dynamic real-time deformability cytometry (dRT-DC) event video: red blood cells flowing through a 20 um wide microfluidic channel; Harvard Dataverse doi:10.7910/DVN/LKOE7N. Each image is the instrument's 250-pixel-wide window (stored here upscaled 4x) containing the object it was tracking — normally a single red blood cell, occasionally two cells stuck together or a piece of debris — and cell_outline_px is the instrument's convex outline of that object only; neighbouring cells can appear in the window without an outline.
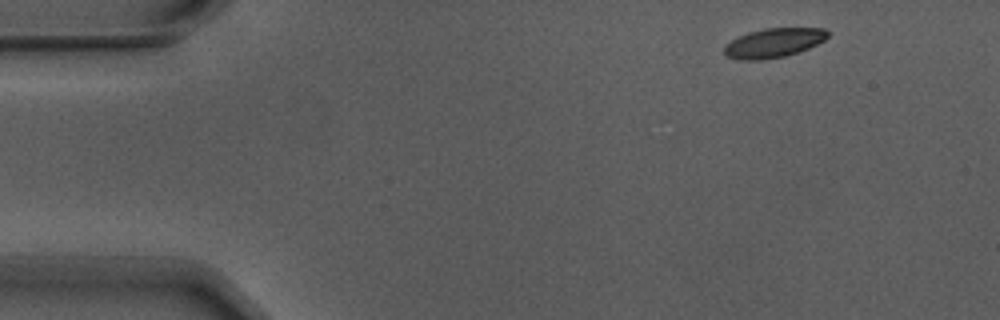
{"species": "Egyptian fruit bat (a non-hibernating species)", "species_latin": "Rousettus aegyptiacus", "temperature_condition": "warm", "stored_images_in_passage": 6, "camera_frame_rate_fps": 3000, "um_per_image_px": 0.085, "animal": {"sex": "male"}, "frame": {"image": 1, "passage_image": 1, "time_ms": 0.0, "image_size_px": [1000, 320], "cell_outline_px": [[828, 36], [824, 40], [808, 48], [784, 56], [760, 60], [740, 60], [724, 56], [724, 44], [748, 32], [764, 28], [824, 28], [828, 32]], "centroid_in_image_um": [65.71, 3.64], "position_along_channel_um": 19.3, "area_um2": 17.57}}
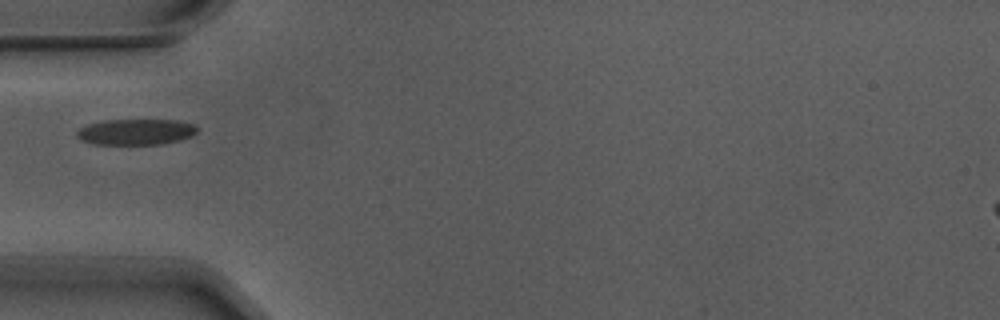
{"frame": {"image": 2, "passage_image": 4, "time_ms": 1.0, "image_size_px": [1000, 320], "cell_outline_px": [[196, 132], [192, 136], [180, 140], [160, 144], [92, 144], [80, 140], [76, 136], [76, 132], [80, 128], [88, 124], [108, 120], [176, 120], [196, 124]], "centroid_in_image_um": [11.54, 11.21], "position_along_channel_um": 73.5, "area_um2": 18.15}}
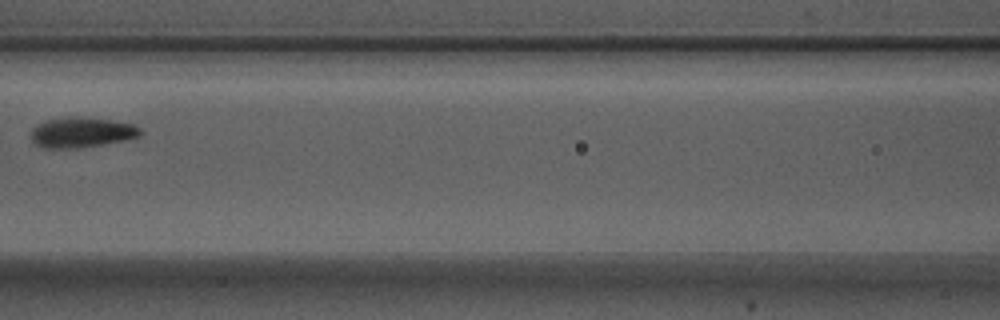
{"frame": {"image": 3, "passage_image": 6, "time_ms": 1.667, "image_size_px": [1000, 320], "cell_outline_px": [[144, 132], [140, 136], [124, 140], [104, 144], [80, 148], [44, 148], [36, 144], [32, 140], [32, 128], [36, 124], [44, 120], [68, 116], [76, 116], [112, 120], [132, 124], [140, 128]], "centroid_in_image_um": [6.93, 11.24], "position_along_channel_um": 159.7, "area_um2": 19.48}}